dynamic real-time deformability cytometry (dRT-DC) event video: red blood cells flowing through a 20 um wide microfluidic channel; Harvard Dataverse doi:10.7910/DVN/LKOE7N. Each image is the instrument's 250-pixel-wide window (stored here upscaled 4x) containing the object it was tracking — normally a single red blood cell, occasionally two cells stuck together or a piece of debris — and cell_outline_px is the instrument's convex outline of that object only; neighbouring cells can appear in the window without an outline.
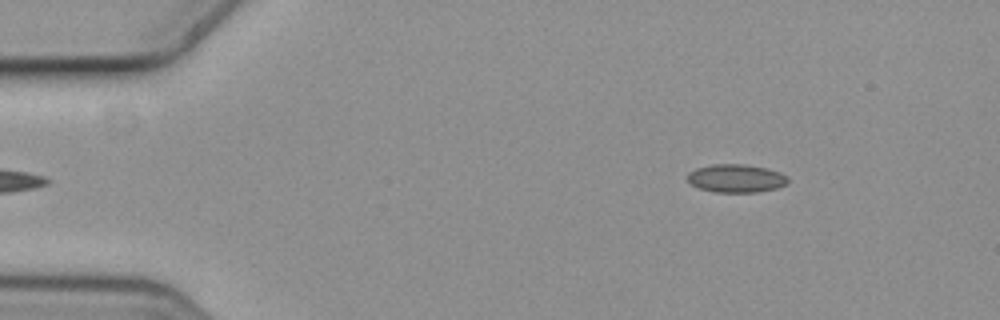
{"species": "common noctule bat (a hibernating species)", "species_latin": "Nyctalus noctula", "temperature_condition": "cold", "stored_images_in_passage": 4, "camera_frame_rate_fps": 3000, "um_per_image_px": 0.085, "animal": {"sex": "female", "body_mass_g": 19.3, "forearm_length_mm": 54.1}, "frame": {"image": 1, "passage_image": 4, "time_ms": 1.0, "image_size_px": [1000, 320], "cell_outline_px": [[788, 184], [776, 188], [756, 192], [716, 192], [700, 188], [692, 184], [688, 180], [688, 172], [696, 168], [712, 164], [744, 164], [768, 168], [780, 172], [788, 176]], "centroid_in_image_um": [62.6, 15.15], "position_along_channel_um": 22.4, "area_um2": 16.53}}